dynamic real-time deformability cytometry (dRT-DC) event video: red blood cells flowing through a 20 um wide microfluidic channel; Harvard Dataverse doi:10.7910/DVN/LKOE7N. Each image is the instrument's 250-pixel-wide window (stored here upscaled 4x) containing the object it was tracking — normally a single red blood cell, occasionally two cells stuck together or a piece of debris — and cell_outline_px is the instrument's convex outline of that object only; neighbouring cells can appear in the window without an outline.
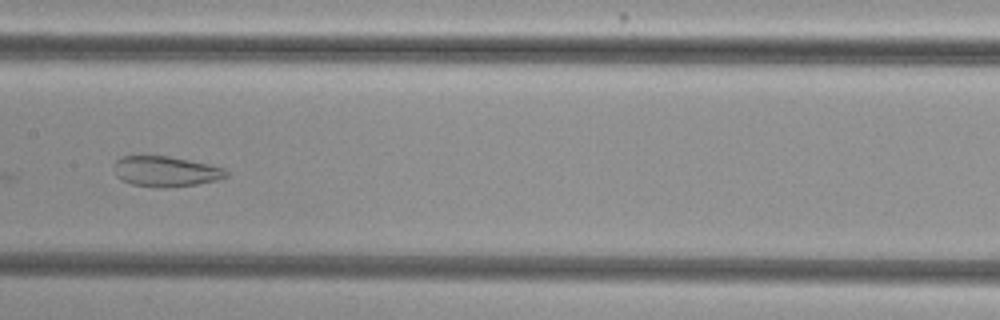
{"species": "common noctule bat (a hibernating species)", "species_latin": "Nyctalus noctula", "temperature_condition": "cold", "stored_images_in_passage": 10, "camera_frame_rate_fps": 3000, "um_per_image_px": 0.085, "animal": {"sex": "female", "body_mass_g": 29.2, "forearm_length_mm": 56.3}, "frame": {"image": 1, "passage_image": 7, "time_ms": 2.0, "image_size_px": [1000, 320], "cell_outline_px": [[228, 176], [216, 180], [196, 184], [164, 188], [156, 188], [132, 184], [120, 180], [116, 176], [112, 168], [116, 160], [124, 156], [168, 156], [208, 164], [224, 168], [228, 172]], "centroid_in_image_um": [14.04, 14.58], "position_along_channel_um": 193.4, "area_um2": 19.94}}
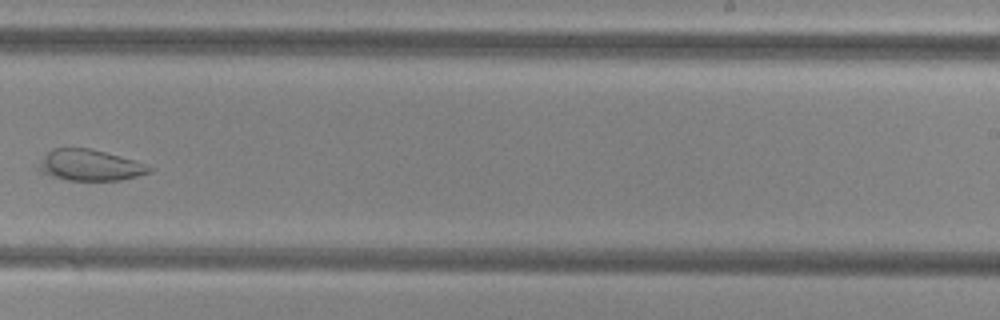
{"frame": {"image": 2, "passage_image": 9, "time_ms": 2.667, "image_size_px": [1000, 320], "cell_outline_px": [[156, 168], [152, 172], [120, 180], [68, 180], [36, 172], [36, 168], [44, 156], [52, 148], [88, 148], [136, 160]], "centroid_in_image_um": [7.64, 14.05], "position_along_channel_um": 281.4, "area_um2": 20.17}}
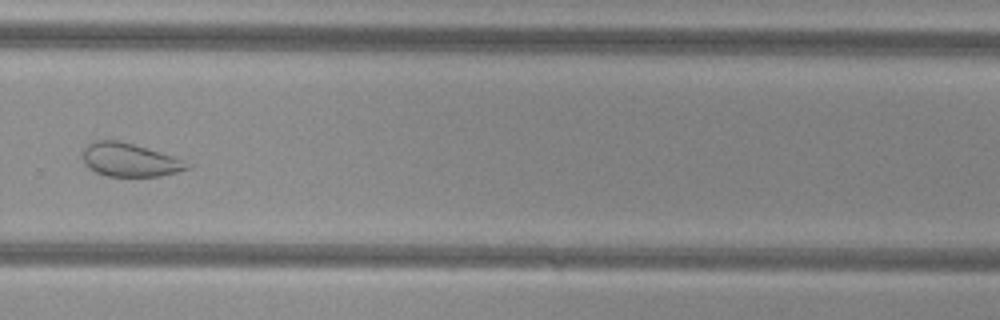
{"frame": {"image": 3, "passage_image": 10, "time_ms": 3.0, "image_size_px": [1000, 320], "cell_outline_px": [[192, 168], [160, 176], [108, 176], [96, 172], [88, 168], [84, 164], [80, 152], [88, 144], [96, 140], [116, 140], [132, 144], [160, 152], [172, 156], [192, 164]], "centroid_in_image_um": [10.99, 13.6], "position_along_channel_um": 318.8, "area_um2": 20.35}}